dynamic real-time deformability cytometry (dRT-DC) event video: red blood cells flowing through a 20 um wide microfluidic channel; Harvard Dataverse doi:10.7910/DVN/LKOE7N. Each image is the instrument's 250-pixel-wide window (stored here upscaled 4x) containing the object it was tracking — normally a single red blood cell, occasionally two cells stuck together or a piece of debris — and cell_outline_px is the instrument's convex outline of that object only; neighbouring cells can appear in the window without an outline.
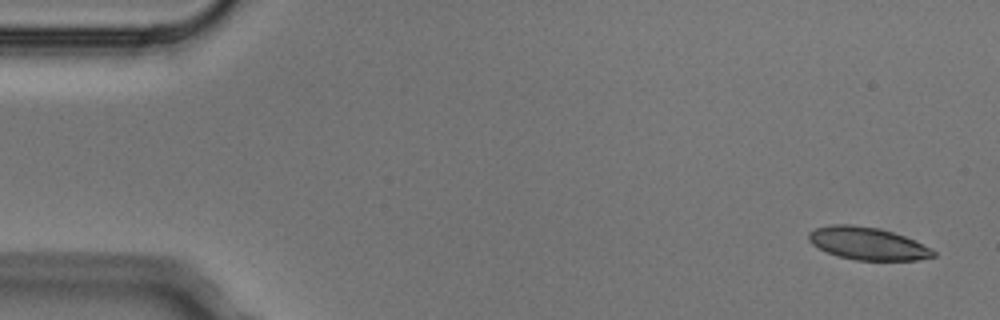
{"species": "Egyptian fruit bat (a non-hibernating species)", "species_latin": "Rousettus aegyptiacus", "temperature_condition": "cold", "stored_images_in_passage": 4, "camera_frame_rate_fps": 3000, "um_per_image_px": 0.085, "animal": {"sex": "male"}, "frame": {"image": 1, "passage_image": 1, "time_ms": 0.0, "image_size_px": [1000, 320], "cell_outline_px": [[936, 256], [916, 260], [856, 260], [836, 256], [812, 244], [808, 240], [808, 232], [816, 228], [832, 224], [852, 224], [880, 228], [904, 236], [932, 248], [936, 252]], "centroid_in_image_um": [73.74, 20.69], "position_along_channel_um": 11.3, "area_um2": 23.7}}
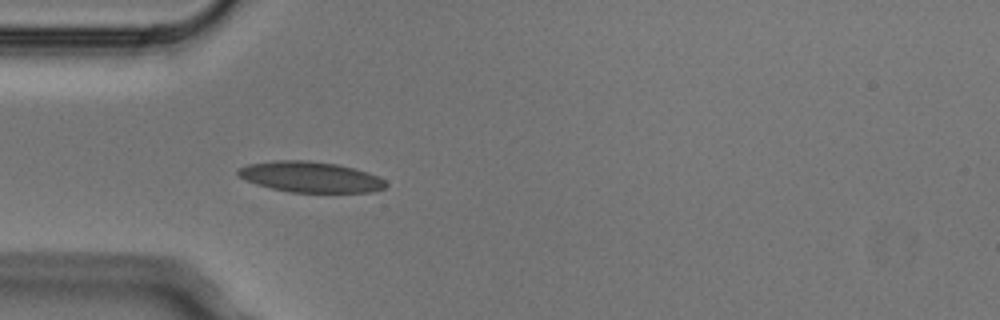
{"frame": {"image": 2, "passage_image": 4, "time_ms": 1.0, "image_size_px": [1000, 320], "cell_outline_px": [[388, 184], [384, 188], [376, 192], [292, 192], [272, 188], [256, 184], [240, 176], [236, 172], [240, 168], [248, 164], [272, 160], [308, 160], [336, 164], [368, 172], [384, 180]], "centroid_in_image_um": [26.4, 15.04], "position_along_channel_um": 58.6, "area_um2": 26.24}}